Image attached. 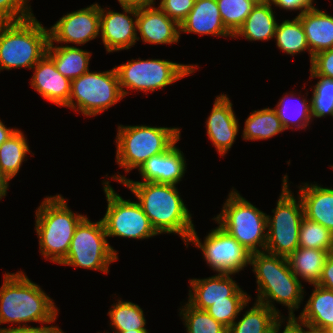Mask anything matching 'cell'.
I'll return each mask as SVG.
<instances>
[{"mask_svg":"<svg viewBox=\"0 0 333 333\" xmlns=\"http://www.w3.org/2000/svg\"><path fill=\"white\" fill-rule=\"evenodd\" d=\"M121 184L134 194L159 235L176 234L185 246L188 244L195 225L177 185L155 182Z\"/></svg>","mask_w":333,"mask_h":333,"instance_id":"obj_1","label":"cell"},{"mask_svg":"<svg viewBox=\"0 0 333 333\" xmlns=\"http://www.w3.org/2000/svg\"><path fill=\"white\" fill-rule=\"evenodd\" d=\"M251 266L257 285L255 301L268 306L282 319H294V312L299 311L306 292L302 281L292 272L288 259L266 251L254 252L251 253ZM275 303L286 307L287 317Z\"/></svg>","mask_w":333,"mask_h":333,"instance_id":"obj_2","label":"cell"},{"mask_svg":"<svg viewBox=\"0 0 333 333\" xmlns=\"http://www.w3.org/2000/svg\"><path fill=\"white\" fill-rule=\"evenodd\" d=\"M42 289L23 270L5 272L0 286V325L11 323L13 326L9 328H14V325L23 327L32 322H56L60 309Z\"/></svg>","mask_w":333,"mask_h":333,"instance_id":"obj_3","label":"cell"},{"mask_svg":"<svg viewBox=\"0 0 333 333\" xmlns=\"http://www.w3.org/2000/svg\"><path fill=\"white\" fill-rule=\"evenodd\" d=\"M61 194L46 196L35 210V229L39 253L45 260L59 264L70 248L78 224L86 215L73 212Z\"/></svg>","mask_w":333,"mask_h":333,"instance_id":"obj_4","label":"cell"},{"mask_svg":"<svg viewBox=\"0 0 333 333\" xmlns=\"http://www.w3.org/2000/svg\"><path fill=\"white\" fill-rule=\"evenodd\" d=\"M48 27L33 15L20 21L0 22V72L32 67L46 54Z\"/></svg>","mask_w":333,"mask_h":333,"instance_id":"obj_5","label":"cell"},{"mask_svg":"<svg viewBox=\"0 0 333 333\" xmlns=\"http://www.w3.org/2000/svg\"><path fill=\"white\" fill-rule=\"evenodd\" d=\"M180 137V127L119 124L114 141L116 164L130 173L152 156L167 151Z\"/></svg>","mask_w":333,"mask_h":333,"instance_id":"obj_6","label":"cell"},{"mask_svg":"<svg viewBox=\"0 0 333 333\" xmlns=\"http://www.w3.org/2000/svg\"><path fill=\"white\" fill-rule=\"evenodd\" d=\"M221 212L212 218L250 253L263 252L267 242V213L231 188Z\"/></svg>","mask_w":333,"mask_h":333,"instance_id":"obj_7","label":"cell"},{"mask_svg":"<svg viewBox=\"0 0 333 333\" xmlns=\"http://www.w3.org/2000/svg\"><path fill=\"white\" fill-rule=\"evenodd\" d=\"M121 91L126 97L129 91L144 92L145 94L156 90H164L178 80L193 74L199 68L196 64H182L168 59H131L126 63L114 66Z\"/></svg>","mask_w":333,"mask_h":333,"instance_id":"obj_8","label":"cell"},{"mask_svg":"<svg viewBox=\"0 0 333 333\" xmlns=\"http://www.w3.org/2000/svg\"><path fill=\"white\" fill-rule=\"evenodd\" d=\"M289 177H282V189L276 207L267 214V242L265 251L282 257H289L299 247V230L304 209L300 197L294 196L288 183Z\"/></svg>","mask_w":333,"mask_h":333,"instance_id":"obj_9","label":"cell"},{"mask_svg":"<svg viewBox=\"0 0 333 333\" xmlns=\"http://www.w3.org/2000/svg\"><path fill=\"white\" fill-rule=\"evenodd\" d=\"M102 220L92 222L86 216L77 226L67 256L58 264L108 274L118 252L107 239Z\"/></svg>","mask_w":333,"mask_h":333,"instance_id":"obj_10","label":"cell"},{"mask_svg":"<svg viewBox=\"0 0 333 333\" xmlns=\"http://www.w3.org/2000/svg\"><path fill=\"white\" fill-rule=\"evenodd\" d=\"M124 98L115 67L88 71L71 80V94L65 106L85 117L98 116Z\"/></svg>","mask_w":333,"mask_h":333,"instance_id":"obj_11","label":"cell"},{"mask_svg":"<svg viewBox=\"0 0 333 333\" xmlns=\"http://www.w3.org/2000/svg\"><path fill=\"white\" fill-rule=\"evenodd\" d=\"M109 179L102 180L107 209L101 218L107 237L145 240L158 236L148 216L137 201L123 199L112 187Z\"/></svg>","mask_w":333,"mask_h":333,"instance_id":"obj_12","label":"cell"},{"mask_svg":"<svg viewBox=\"0 0 333 333\" xmlns=\"http://www.w3.org/2000/svg\"><path fill=\"white\" fill-rule=\"evenodd\" d=\"M202 241L195 230L190 243L201 249L204 261L215 273L239 274L250 266L251 253L219 225L212 228Z\"/></svg>","mask_w":333,"mask_h":333,"instance_id":"obj_13","label":"cell"},{"mask_svg":"<svg viewBox=\"0 0 333 333\" xmlns=\"http://www.w3.org/2000/svg\"><path fill=\"white\" fill-rule=\"evenodd\" d=\"M49 31L48 44L69 43L82 46L100 38V4L97 2L76 11L67 12L55 22Z\"/></svg>","mask_w":333,"mask_h":333,"instance_id":"obj_14","label":"cell"},{"mask_svg":"<svg viewBox=\"0 0 333 333\" xmlns=\"http://www.w3.org/2000/svg\"><path fill=\"white\" fill-rule=\"evenodd\" d=\"M122 12L100 6V37L107 53L137 44V6L121 5Z\"/></svg>","mask_w":333,"mask_h":333,"instance_id":"obj_15","label":"cell"},{"mask_svg":"<svg viewBox=\"0 0 333 333\" xmlns=\"http://www.w3.org/2000/svg\"><path fill=\"white\" fill-rule=\"evenodd\" d=\"M181 137L165 152L152 156L146 160L138 169L142 181H133L126 178V175H121L119 172L112 175L113 181L121 184L122 182H155L164 184L178 185L183 180L187 172V159L178 148L177 143Z\"/></svg>","mask_w":333,"mask_h":333,"instance_id":"obj_16","label":"cell"},{"mask_svg":"<svg viewBox=\"0 0 333 333\" xmlns=\"http://www.w3.org/2000/svg\"><path fill=\"white\" fill-rule=\"evenodd\" d=\"M228 96L222 93L215 97L213 108L205 122L208 139L222 157L230 151L240 130L239 119Z\"/></svg>","mask_w":333,"mask_h":333,"instance_id":"obj_17","label":"cell"},{"mask_svg":"<svg viewBox=\"0 0 333 333\" xmlns=\"http://www.w3.org/2000/svg\"><path fill=\"white\" fill-rule=\"evenodd\" d=\"M234 273H216L211 277L189 279L187 302L194 308L206 310L214 302L228 301V297H250L238 282Z\"/></svg>","mask_w":333,"mask_h":333,"instance_id":"obj_18","label":"cell"},{"mask_svg":"<svg viewBox=\"0 0 333 333\" xmlns=\"http://www.w3.org/2000/svg\"><path fill=\"white\" fill-rule=\"evenodd\" d=\"M157 4L137 7V41L147 44L172 45L180 42V26Z\"/></svg>","mask_w":333,"mask_h":333,"instance_id":"obj_19","label":"cell"},{"mask_svg":"<svg viewBox=\"0 0 333 333\" xmlns=\"http://www.w3.org/2000/svg\"><path fill=\"white\" fill-rule=\"evenodd\" d=\"M31 70V88L52 104L65 107L71 94V80L57 70L54 61L45 54Z\"/></svg>","mask_w":333,"mask_h":333,"instance_id":"obj_20","label":"cell"},{"mask_svg":"<svg viewBox=\"0 0 333 333\" xmlns=\"http://www.w3.org/2000/svg\"><path fill=\"white\" fill-rule=\"evenodd\" d=\"M179 26L180 38L184 33H194L233 39L222 22L216 0H195L193 8Z\"/></svg>","mask_w":333,"mask_h":333,"instance_id":"obj_21","label":"cell"},{"mask_svg":"<svg viewBox=\"0 0 333 333\" xmlns=\"http://www.w3.org/2000/svg\"><path fill=\"white\" fill-rule=\"evenodd\" d=\"M297 194L304 209V217L326 227L333 234V188L309 182L298 185Z\"/></svg>","mask_w":333,"mask_h":333,"instance_id":"obj_22","label":"cell"},{"mask_svg":"<svg viewBox=\"0 0 333 333\" xmlns=\"http://www.w3.org/2000/svg\"><path fill=\"white\" fill-rule=\"evenodd\" d=\"M303 26L311 60L317 53L333 47V15L317 7L309 8L296 16Z\"/></svg>","mask_w":333,"mask_h":333,"instance_id":"obj_23","label":"cell"},{"mask_svg":"<svg viewBox=\"0 0 333 333\" xmlns=\"http://www.w3.org/2000/svg\"><path fill=\"white\" fill-rule=\"evenodd\" d=\"M272 6L270 0L257 3L242 26L233 35V39L238 40L239 37H242L251 42L274 39L278 22Z\"/></svg>","mask_w":333,"mask_h":333,"instance_id":"obj_24","label":"cell"},{"mask_svg":"<svg viewBox=\"0 0 333 333\" xmlns=\"http://www.w3.org/2000/svg\"><path fill=\"white\" fill-rule=\"evenodd\" d=\"M300 315L294 319L311 327L330 330L333 327V291L319 285H313Z\"/></svg>","mask_w":333,"mask_h":333,"instance_id":"obj_25","label":"cell"},{"mask_svg":"<svg viewBox=\"0 0 333 333\" xmlns=\"http://www.w3.org/2000/svg\"><path fill=\"white\" fill-rule=\"evenodd\" d=\"M304 95L296 96L294 91L284 93L277 102L275 110L285 130H305L312 123L310 99L308 91ZM306 95V97H304Z\"/></svg>","mask_w":333,"mask_h":333,"instance_id":"obj_26","label":"cell"},{"mask_svg":"<svg viewBox=\"0 0 333 333\" xmlns=\"http://www.w3.org/2000/svg\"><path fill=\"white\" fill-rule=\"evenodd\" d=\"M46 54L54 61L57 70L70 80L90 70L92 52L77 46L48 44Z\"/></svg>","mask_w":333,"mask_h":333,"instance_id":"obj_27","label":"cell"},{"mask_svg":"<svg viewBox=\"0 0 333 333\" xmlns=\"http://www.w3.org/2000/svg\"><path fill=\"white\" fill-rule=\"evenodd\" d=\"M328 255L324 250L298 247L287 259L292 272L313 286L319 282Z\"/></svg>","mask_w":333,"mask_h":333,"instance_id":"obj_28","label":"cell"},{"mask_svg":"<svg viewBox=\"0 0 333 333\" xmlns=\"http://www.w3.org/2000/svg\"><path fill=\"white\" fill-rule=\"evenodd\" d=\"M281 320L268 306L254 301L252 307L245 310L242 318L237 317L228 328V333H273L274 327Z\"/></svg>","mask_w":333,"mask_h":333,"instance_id":"obj_29","label":"cell"},{"mask_svg":"<svg viewBox=\"0 0 333 333\" xmlns=\"http://www.w3.org/2000/svg\"><path fill=\"white\" fill-rule=\"evenodd\" d=\"M285 129L274 108L253 110L245 119L242 138L245 141L268 140Z\"/></svg>","mask_w":333,"mask_h":333,"instance_id":"obj_30","label":"cell"},{"mask_svg":"<svg viewBox=\"0 0 333 333\" xmlns=\"http://www.w3.org/2000/svg\"><path fill=\"white\" fill-rule=\"evenodd\" d=\"M31 152L26 135L19 129L1 144L0 167L10 181L17 176L23 162L28 160L27 154L34 156Z\"/></svg>","mask_w":333,"mask_h":333,"instance_id":"obj_31","label":"cell"},{"mask_svg":"<svg viewBox=\"0 0 333 333\" xmlns=\"http://www.w3.org/2000/svg\"><path fill=\"white\" fill-rule=\"evenodd\" d=\"M274 41H276L275 45L280 51L290 56L301 55V53L307 51L311 62V52L307 38L301 21L296 16L292 20L285 19L281 23L278 22Z\"/></svg>","mask_w":333,"mask_h":333,"instance_id":"obj_32","label":"cell"},{"mask_svg":"<svg viewBox=\"0 0 333 333\" xmlns=\"http://www.w3.org/2000/svg\"><path fill=\"white\" fill-rule=\"evenodd\" d=\"M118 298V300H117ZM107 313L112 331L148 330L146 317L142 308L132 301L116 297Z\"/></svg>","mask_w":333,"mask_h":333,"instance_id":"obj_33","label":"cell"},{"mask_svg":"<svg viewBox=\"0 0 333 333\" xmlns=\"http://www.w3.org/2000/svg\"><path fill=\"white\" fill-rule=\"evenodd\" d=\"M178 311L186 333H228V328L216 321L206 310L194 308L188 302L181 304Z\"/></svg>","mask_w":333,"mask_h":333,"instance_id":"obj_34","label":"cell"},{"mask_svg":"<svg viewBox=\"0 0 333 333\" xmlns=\"http://www.w3.org/2000/svg\"><path fill=\"white\" fill-rule=\"evenodd\" d=\"M310 79H318L311 86L312 96L310 98L311 117L325 118L332 116L333 118V79L322 76H309Z\"/></svg>","mask_w":333,"mask_h":333,"instance_id":"obj_35","label":"cell"},{"mask_svg":"<svg viewBox=\"0 0 333 333\" xmlns=\"http://www.w3.org/2000/svg\"><path fill=\"white\" fill-rule=\"evenodd\" d=\"M299 247L333 251V234L321 224L304 217L299 230Z\"/></svg>","mask_w":333,"mask_h":333,"instance_id":"obj_36","label":"cell"},{"mask_svg":"<svg viewBox=\"0 0 333 333\" xmlns=\"http://www.w3.org/2000/svg\"><path fill=\"white\" fill-rule=\"evenodd\" d=\"M222 22L234 35L257 4L253 0H216Z\"/></svg>","mask_w":333,"mask_h":333,"instance_id":"obj_37","label":"cell"},{"mask_svg":"<svg viewBox=\"0 0 333 333\" xmlns=\"http://www.w3.org/2000/svg\"><path fill=\"white\" fill-rule=\"evenodd\" d=\"M250 302V297H228V301L214 302L206 312L229 328Z\"/></svg>","mask_w":333,"mask_h":333,"instance_id":"obj_38","label":"cell"},{"mask_svg":"<svg viewBox=\"0 0 333 333\" xmlns=\"http://www.w3.org/2000/svg\"><path fill=\"white\" fill-rule=\"evenodd\" d=\"M31 0H0V22L20 21L31 15Z\"/></svg>","mask_w":333,"mask_h":333,"instance_id":"obj_39","label":"cell"},{"mask_svg":"<svg viewBox=\"0 0 333 333\" xmlns=\"http://www.w3.org/2000/svg\"><path fill=\"white\" fill-rule=\"evenodd\" d=\"M153 3H157L153 0ZM195 0H160L157 5L169 18L180 24L193 8Z\"/></svg>","mask_w":333,"mask_h":333,"instance_id":"obj_40","label":"cell"},{"mask_svg":"<svg viewBox=\"0 0 333 333\" xmlns=\"http://www.w3.org/2000/svg\"><path fill=\"white\" fill-rule=\"evenodd\" d=\"M309 72L310 76H322L333 79V47L321 51L312 57Z\"/></svg>","mask_w":333,"mask_h":333,"instance_id":"obj_41","label":"cell"},{"mask_svg":"<svg viewBox=\"0 0 333 333\" xmlns=\"http://www.w3.org/2000/svg\"><path fill=\"white\" fill-rule=\"evenodd\" d=\"M273 7H278L286 11H298L297 16L303 13L305 10L314 7L315 0H270ZM315 2V3H314Z\"/></svg>","mask_w":333,"mask_h":333,"instance_id":"obj_42","label":"cell"},{"mask_svg":"<svg viewBox=\"0 0 333 333\" xmlns=\"http://www.w3.org/2000/svg\"><path fill=\"white\" fill-rule=\"evenodd\" d=\"M50 324L51 323H43L41 324V326H36V327L28 325L23 327H14V328H8V326L5 328L4 326L0 327V329H6L8 333H66L61 328H59L58 325L55 324L50 325Z\"/></svg>","mask_w":333,"mask_h":333,"instance_id":"obj_43","label":"cell"},{"mask_svg":"<svg viewBox=\"0 0 333 333\" xmlns=\"http://www.w3.org/2000/svg\"><path fill=\"white\" fill-rule=\"evenodd\" d=\"M317 285L333 291V251L329 253L325 261L322 274Z\"/></svg>","mask_w":333,"mask_h":333,"instance_id":"obj_44","label":"cell"},{"mask_svg":"<svg viewBox=\"0 0 333 333\" xmlns=\"http://www.w3.org/2000/svg\"><path fill=\"white\" fill-rule=\"evenodd\" d=\"M283 324L285 326H282ZM281 327H284L283 331H281ZM273 333H305V324H300L295 319H282L274 327Z\"/></svg>","mask_w":333,"mask_h":333,"instance_id":"obj_45","label":"cell"},{"mask_svg":"<svg viewBox=\"0 0 333 333\" xmlns=\"http://www.w3.org/2000/svg\"><path fill=\"white\" fill-rule=\"evenodd\" d=\"M10 180L6 177V175L2 172L0 167V201L7 196Z\"/></svg>","mask_w":333,"mask_h":333,"instance_id":"obj_46","label":"cell"},{"mask_svg":"<svg viewBox=\"0 0 333 333\" xmlns=\"http://www.w3.org/2000/svg\"><path fill=\"white\" fill-rule=\"evenodd\" d=\"M18 128L7 127L0 119V146L6 141Z\"/></svg>","mask_w":333,"mask_h":333,"instance_id":"obj_47","label":"cell"},{"mask_svg":"<svg viewBox=\"0 0 333 333\" xmlns=\"http://www.w3.org/2000/svg\"><path fill=\"white\" fill-rule=\"evenodd\" d=\"M121 5H132V6H143V5H149L153 3V0H117Z\"/></svg>","mask_w":333,"mask_h":333,"instance_id":"obj_48","label":"cell"},{"mask_svg":"<svg viewBox=\"0 0 333 333\" xmlns=\"http://www.w3.org/2000/svg\"><path fill=\"white\" fill-rule=\"evenodd\" d=\"M305 333H330L329 330L319 329L315 327H311L309 325H305Z\"/></svg>","mask_w":333,"mask_h":333,"instance_id":"obj_49","label":"cell"},{"mask_svg":"<svg viewBox=\"0 0 333 333\" xmlns=\"http://www.w3.org/2000/svg\"><path fill=\"white\" fill-rule=\"evenodd\" d=\"M100 333V332H98ZM104 333H109V332H106L104 331ZM112 333V332H110ZM113 333H150L149 330H128V331H113Z\"/></svg>","mask_w":333,"mask_h":333,"instance_id":"obj_50","label":"cell"},{"mask_svg":"<svg viewBox=\"0 0 333 333\" xmlns=\"http://www.w3.org/2000/svg\"><path fill=\"white\" fill-rule=\"evenodd\" d=\"M0 333H8L6 329H0Z\"/></svg>","mask_w":333,"mask_h":333,"instance_id":"obj_51","label":"cell"},{"mask_svg":"<svg viewBox=\"0 0 333 333\" xmlns=\"http://www.w3.org/2000/svg\"><path fill=\"white\" fill-rule=\"evenodd\" d=\"M253 1H255L256 3H261V2H264L266 0H253Z\"/></svg>","mask_w":333,"mask_h":333,"instance_id":"obj_52","label":"cell"},{"mask_svg":"<svg viewBox=\"0 0 333 333\" xmlns=\"http://www.w3.org/2000/svg\"><path fill=\"white\" fill-rule=\"evenodd\" d=\"M330 333H333V327L329 330Z\"/></svg>","mask_w":333,"mask_h":333,"instance_id":"obj_53","label":"cell"}]
</instances>
